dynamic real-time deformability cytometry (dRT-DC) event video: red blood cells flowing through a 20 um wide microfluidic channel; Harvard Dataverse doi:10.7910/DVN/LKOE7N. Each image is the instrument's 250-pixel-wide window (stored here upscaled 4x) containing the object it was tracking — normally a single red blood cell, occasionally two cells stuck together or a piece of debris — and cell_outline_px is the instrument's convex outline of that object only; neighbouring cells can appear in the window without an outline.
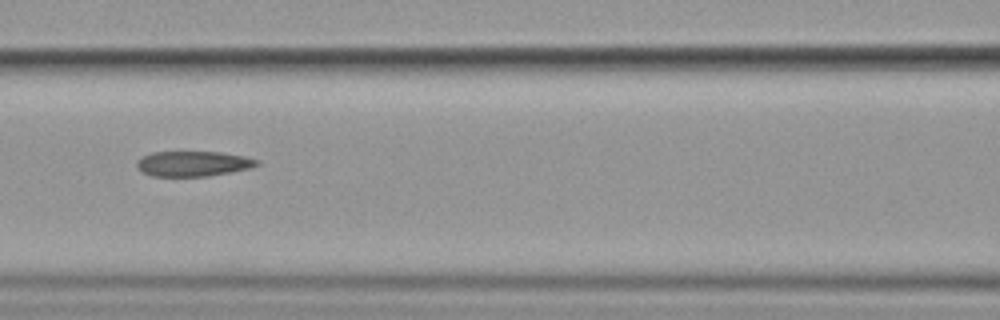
{"species": "common noctule bat (a hibernating species)", "species_latin": "Nyctalus noctula", "temperature_condition": "cold", "stored_images_in_passage": 9, "camera_frame_rate_fps": 3000, "um_per_image_px": 0.085, "animal": {"sex": "female", "body_mass_g": 19.9}, "frame": {"image": 1, "passage_image": 8, "time_ms": 8.0, "image_size_px": [1000, 320], "cell_outline_px": [[260, 164], [248, 168], [208, 176], [152, 176], [136, 168], [136, 160], [140, 156], [152, 152], [220, 152], [244, 156], [260, 160]], "centroid_in_image_um": [16.36, 13.9], "position_along_channel_um": 150.2, "area_um2": 17.63}}
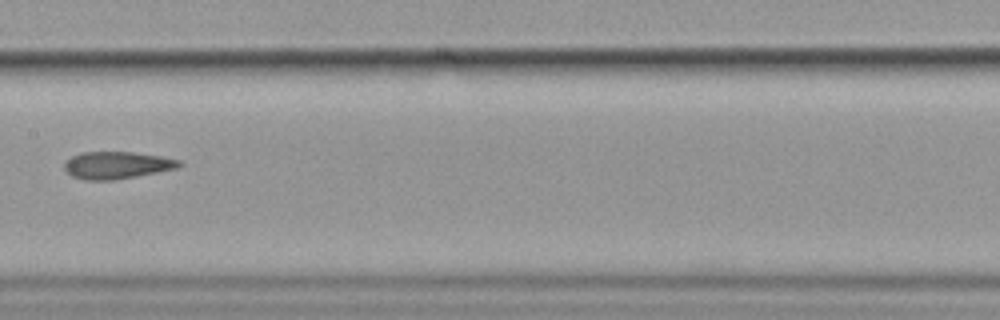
{"frame": {"image": 2, "passage_image": 9, "time_ms": 9.333, "image_size_px": [1000, 320], "cell_outline_px": [[184, 164], [180, 168], [136, 176], [112, 180], [84, 180], [72, 176], [64, 168], [64, 164], [72, 156], [80, 152], [132, 152], [160, 156], [180, 160]], "centroid_in_image_um": [9.97, 14.04], "position_along_channel_um": 197.4, "area_um2": 18.21}}